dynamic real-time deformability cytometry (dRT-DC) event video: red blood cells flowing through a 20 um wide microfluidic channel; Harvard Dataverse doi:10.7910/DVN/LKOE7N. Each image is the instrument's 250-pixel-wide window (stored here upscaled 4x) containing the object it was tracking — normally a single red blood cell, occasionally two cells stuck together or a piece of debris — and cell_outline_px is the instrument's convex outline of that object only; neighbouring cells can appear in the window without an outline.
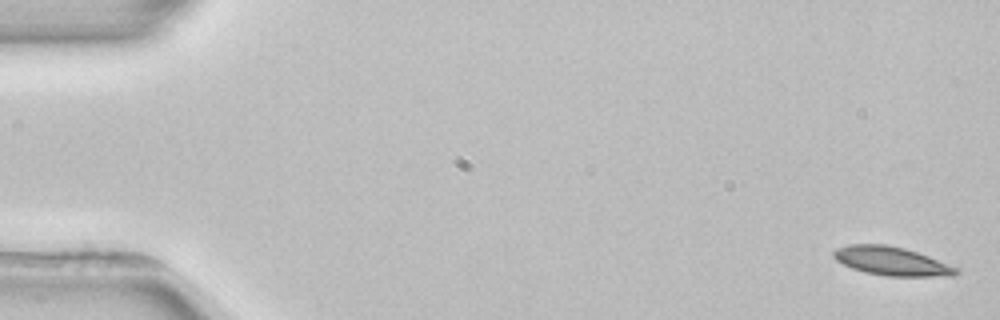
{"species": "common noctule bat (a hibernating species)", "species_latin": "Nyctalus noctula", "temperature_condition": "room temperature", "stored_images_in_passage": 4, "camera_frame_rate_fps": 3000, "um_per_image_px": 0.085, "animal": {"sex": "female", "body_mass_g": 22.7, "forearm_length_mm": 54.2}, "frame": {"image": 1, "passage_image": 1, "time_ms": 0.0, "image_size_px": [1000, 320], "cell_outline_px": [[960, 272], [952, 276], [888, 276], [864, 272], [852, 268], [836, 260], [832, 256], [832, 252], [836, 248], [848, 244], [884, 244], [904, 248], [928, 256], [956, 268]], "centroid_in_image_um": [75.73, 22.19], "position_along_channel_um": 9.3, "area_um2": 20.29}}
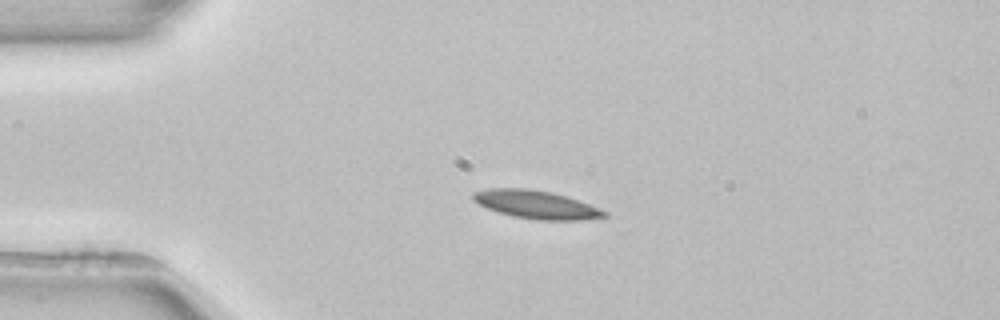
{"frame": {"image": 2, "passage_image": 3, "time_ms": 3.667, "image_size_px": [1000, 320], "cell_outline_px": [[608, 216], [584, 220], [540, 220], [512, 216], [488, 208], [472, 200], [472, 192], [488, 188], [528, 188], [552, 192], [588, 204], [608, 212]], "centroid_in_image_um": [45.56, 17.38], "position_along_channel_um": 39.4, "area_um2": 21.39}}